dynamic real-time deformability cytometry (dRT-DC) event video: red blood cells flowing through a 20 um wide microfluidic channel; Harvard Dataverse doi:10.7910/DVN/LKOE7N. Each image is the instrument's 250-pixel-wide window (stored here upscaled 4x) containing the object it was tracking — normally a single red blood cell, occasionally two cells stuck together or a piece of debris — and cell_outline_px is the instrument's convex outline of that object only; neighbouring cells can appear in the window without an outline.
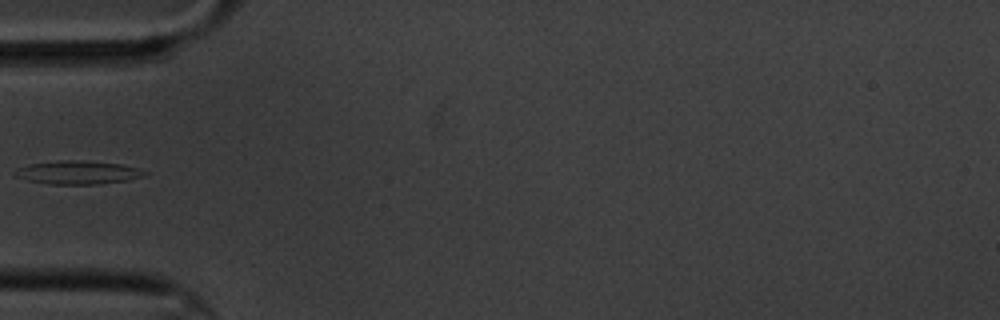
{"species": "common noctule bat (a hibernating species)", "species_latin": "Nyctalus noctula", "temperature_condition": "cold", "stored_images_in_passage": 5, "camera_frame_rate_fps": 3000, "um_per_image_px": 0.085, "animal": {"sex": "male", "body_mass_g": 20.1, "forearm_length_mm": 53.5}, "frame": {"image": 1, "passage_image": 5, "time_ms": 4.667, "image_size_px": [1000, 320], "cell_outline_px": [[148, 172], [144, 176], [128, 180], [100, 184], [48, 184], [28, 180], [16, 176], [12, 172], [28, 164], [60, 160], [76, 160], [124, 164], [140, 168]], "centroid_in_image_um": [6.66, 14.66], "position_along_channel_um": 78.3, "area_um2": 17.74}}